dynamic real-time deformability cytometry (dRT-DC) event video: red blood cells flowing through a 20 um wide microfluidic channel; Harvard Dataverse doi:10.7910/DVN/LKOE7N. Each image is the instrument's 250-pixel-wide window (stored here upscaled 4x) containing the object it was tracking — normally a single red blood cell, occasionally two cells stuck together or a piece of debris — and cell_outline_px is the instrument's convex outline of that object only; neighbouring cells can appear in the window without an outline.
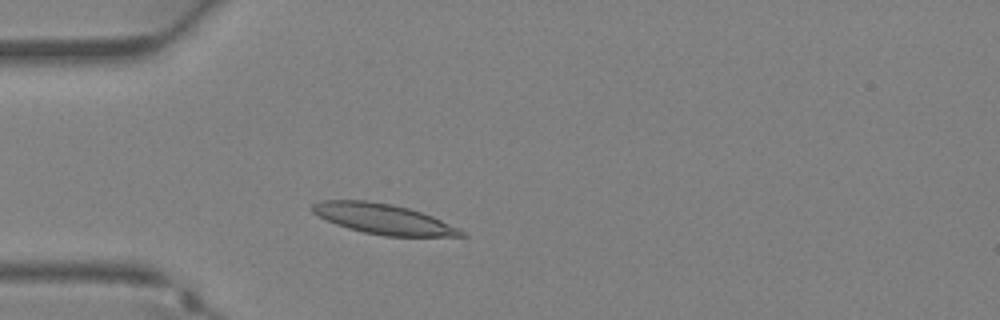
{"species": "Egyptian fruit bat (a non-hibernating species)", "species_latin": "Rousettus aegyptiacus", "temperature_condition": "warm", "stored_images_in_passage": 31, "camera_frame_rate_fps": 3000, "um_per_image_px": 0.085, "animal": {"sex": "female"}, "frame": {"image": 1, "passage_image": 5, "time_ms": 1.333, "image_size_px": [1000, 320], "cell_outline_px": [[468, 236], [384, 236], [364, 232], [348, 228], [336, 224], [312, 212], [312, 204], [320, 200], [368, 200], [392, 204], [408, 208], [432, 216], [460, 228]], "centroid_in_image_um": [32.59, 18.6], "position_along_channel_um": 52.4, "area_um2": 26.07}}
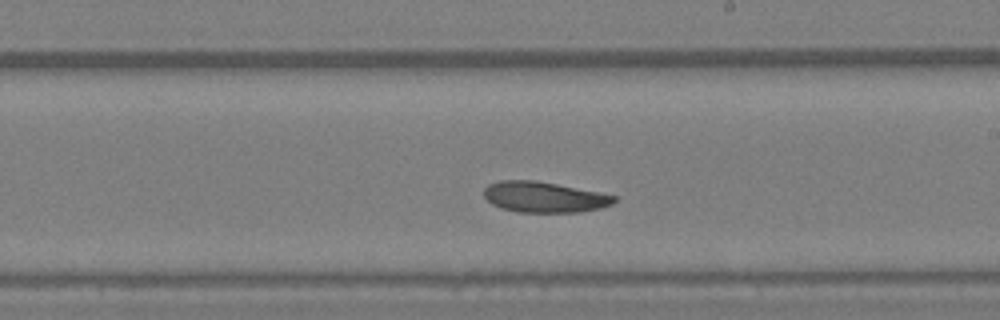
{"frame": {"image": 2, "passage_image": 16, "time_ms": 5.0, "image_size_px": [1000, 320], "cell_outline_px": [[616, 200], [612, 204], [600, 208], [580, 212], [520, 212], [500, 208], [492, 204], [484, 196], [484, 188], [488, 184], [500, 180], [536, 180], [616, 196]], "centroid_in_image_um": [46.21, 16.75], "position_along_channel_um": 242.8, "area_um2": 23.12}}
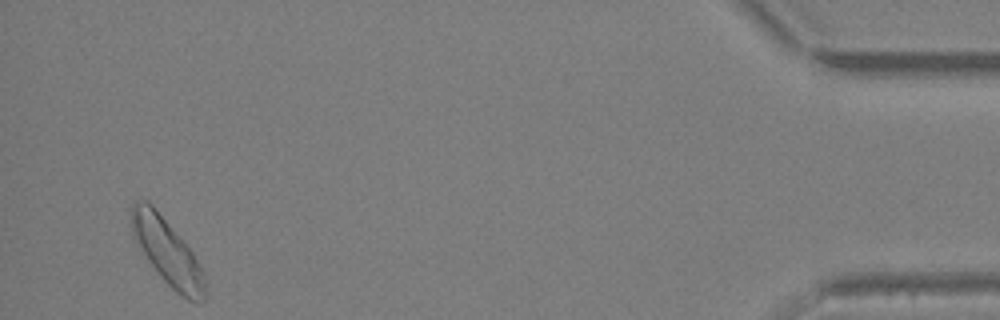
{"frame": {"image": 3, "passage_image": 30, "time_ms": 9.667, "image_size_px": [1000, 320], "cell_outline_px": [[208, 296], [200, 304], [188, 300], [180, 296], [160, 276], [132, 236], [128, 216], [132, 204], [136, 200], [148, 200], [152, 204], [192, 252], [200, 264], [204, 276]], "centroid_in_image_um": [14.21, 21.41], "position_along_channel_um": 421.0, "area_um2": 28.44}}